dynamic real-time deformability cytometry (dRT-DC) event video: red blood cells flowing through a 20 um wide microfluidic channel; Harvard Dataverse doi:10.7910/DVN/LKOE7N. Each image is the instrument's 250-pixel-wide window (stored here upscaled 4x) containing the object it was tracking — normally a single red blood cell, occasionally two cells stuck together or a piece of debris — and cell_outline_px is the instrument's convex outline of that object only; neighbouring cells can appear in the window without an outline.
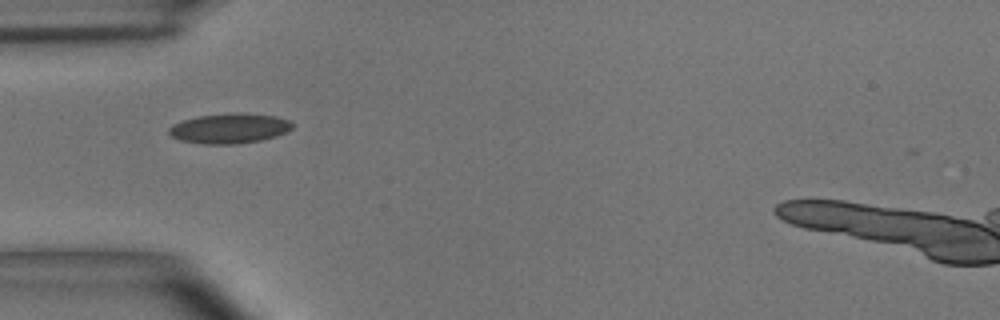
{"species": "common noctule bat (a hibernating species)", "species_latin": "Nyctalus noctula", "temperature_condition": "room temperature", "stored_images_in_passage": 40, "camera_frame_rate_fps": 3000, "um_per_image_px": 0.085, "animal": {"sex": "male", "body_mass_g": 15.6}, "frame": {"image": 1, "passage_image": 2, "time_ms": 0.333, "image_size_px": [1000, 320], "cell_outline_px": [[296, 124], [292, 128], [276, 136], [260, 140], [236, 144], [204, 144], [180, 140], [172, 136], [168, 132], [168, 128], [172, 124], [196, 116], [232, 112], [244, 112], [276, 116], [292, 120]], "centroid_in_image_um": [19.53, 10.89], "position_along_channel_um": 65.5, "area_um2": 21.91}}
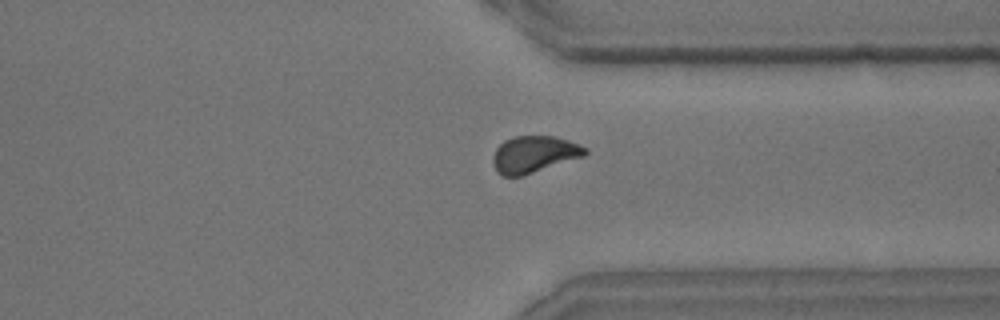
{"frame": {"image": 2, "passage_image": 27, "time_ms": 8.667, "image_size_px": [1000, 320], "cell_outline_px": [[588, 152], [584, 156], [520, 176], [504, 176], [496, 172], [492, 160], [492, 156], [496, 148], [504, 140], [516, 136], [552, 136], [568, 140], [580, 144], [588, 148]], "centroid_in_image_um": [45.39, 13.1], "position_along_channel_um": 366.0, "area_um2": 19.65}}
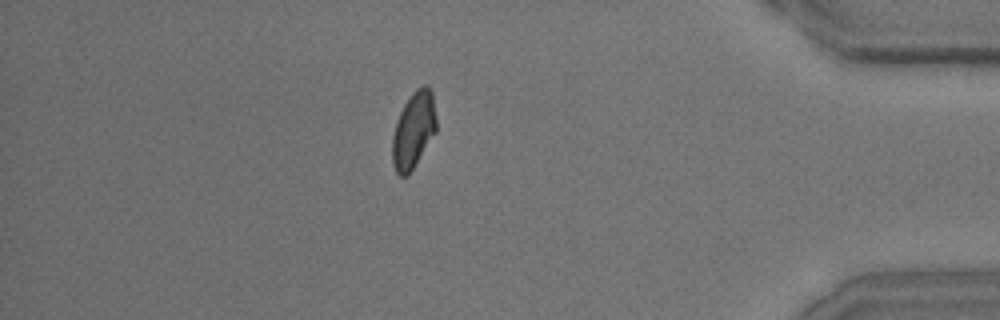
{"frame": {"image": 3, "passage_image": 33, "time_ms": 10.667, "image_size_px": [1000, 320], "cell_outline_px": [[436, 132], [408, 176], [400, 176], [396, 172], [392, 164], [392, 136], [396, 120], [404, 104], [412, 92], [416, 88], [424, 84], [428, 84], [432, 92], [436, 120]], "centroid_in_image_um": [35.14, 11.05], "position_along_channel_um": 400.1, "area_um2": 19.77}, "authors_computed_cell_mechanics": {"area_um2": 19.7965, "velocity_mm_per_s": 3.6119, "shape_relaxation_time_tau1_ms": 4.0311, "shape_relaxation_time_tau2_ms": 0.9909, "deformation_change_tau1": 0.1028, "deformation_change_tau2": 0.0475}}